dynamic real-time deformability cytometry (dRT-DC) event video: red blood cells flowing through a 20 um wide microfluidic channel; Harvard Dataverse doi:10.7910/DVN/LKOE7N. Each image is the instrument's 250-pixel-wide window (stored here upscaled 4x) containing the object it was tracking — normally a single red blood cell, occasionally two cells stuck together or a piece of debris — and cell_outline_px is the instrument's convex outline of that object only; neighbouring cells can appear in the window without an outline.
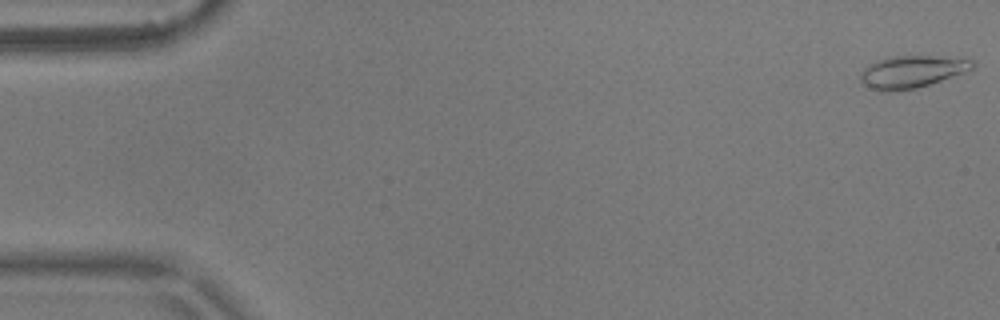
{"species": "common noctule bat (a hibernating species)", "species_latin": "Nyctalus noctula", "temperature_condition": "warm", "stored_images_in_passage": 4, "camera_frame_rate_fps": 3000, "um_per_image_px": 0.085, "animal": {"sex": "male", "body_mass_g": 17.9}, "frame": {"image": 1, "passage_image": 1, "time_ms": 0.0, "image_size_px": [1000, 320], "cell_outline_px": [[976, 64], [972, 68], [964, 72], [916, 88], [892, 92], [880, 92], [864, 84], [860, 80], [860, 72], [868, 64], [876, 60], [888, 56], [972, 56]], "centroid_in_image_um": [77.54, 6.06], "position_along_channel_um": 7.5, "area_um2": 21.56}}